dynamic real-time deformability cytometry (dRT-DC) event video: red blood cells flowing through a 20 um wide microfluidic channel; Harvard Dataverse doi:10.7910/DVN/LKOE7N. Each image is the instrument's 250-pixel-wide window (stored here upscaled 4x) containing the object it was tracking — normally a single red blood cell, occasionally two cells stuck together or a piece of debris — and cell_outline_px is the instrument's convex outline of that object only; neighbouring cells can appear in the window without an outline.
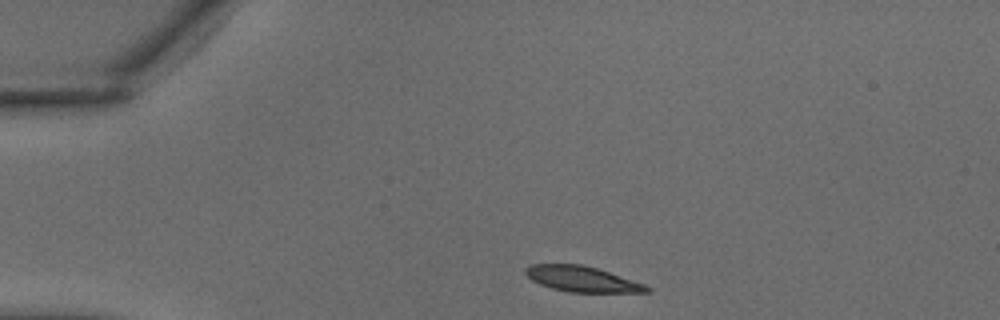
{"species": "common noctule bat (a hibernating species)", "species_latin": "Nyctalus noctula", "temperature_condition": "warm", "stored_images_in_passage": 30, "camera_frame_rate_fps": 3000, "um_per_image_px": 0.085, "animal": {"sex": "male", "body_mass_g": 18.8}, "frame": {"image": 1, "passage_image": 1, "time_ms": 0.0, "image_size_px": [1000, 320], "cell_outline_px": [[652, 292], [568, 292], [552, 288], [540, 284], [532, 280], [524, 272], [524, 268], [528, 264], [584, 264], [644, 284], [652, 288]], "centroid_in_image_um": [49.44, 23.71], "position_along_channel_um": 35.6, "area_um2": 17.98}}
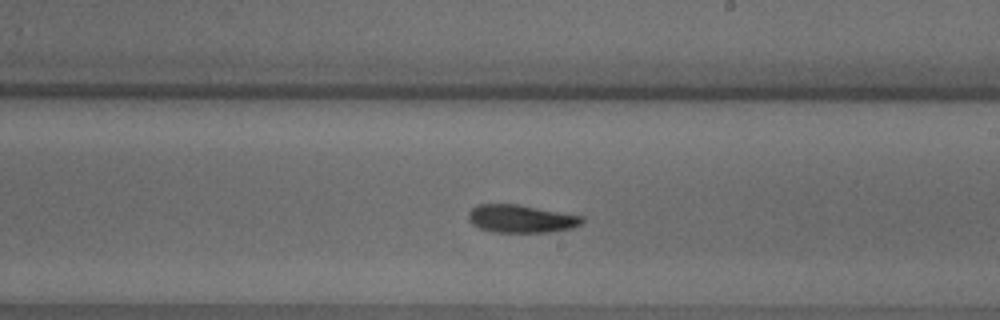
{"frame": {"image": 2, "passage_image": 15, "time_ms": 4.667, "image_size_px": [1000, 320], "cell_outline_px": [[584, 220], [580, 224], [572, 228], [548, 232], [492, 232], [480, 228], [472, 224], [468, 220], [468, 212], [476, 204], [516, 204], [584, 216]], "centroid_in_image_um": [44.26, 18.59], "position_along_channel_um": 244.7, "area_um2": 18.5}}
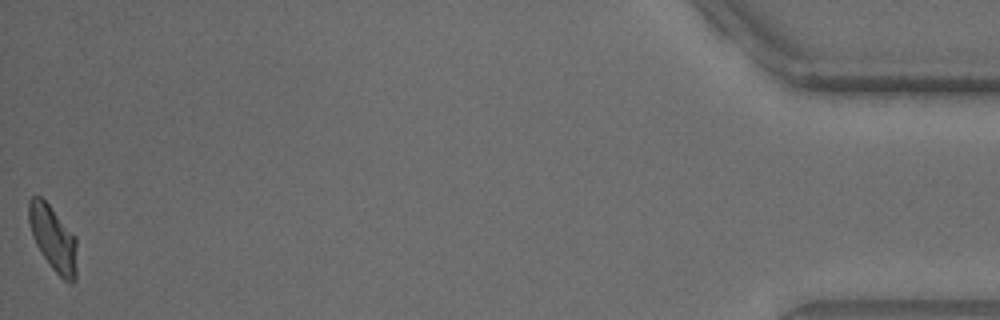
{"frame": {"image": 3, "passage_image": 30, "time_ms": 9.667, "image_size_px": [1000, 320], "cell_outline_px": [[76, 280], [64, 280], [52, 268], [36, 244], [32, 236], [28, 220], [28, 200], [32, 196], [40, 196], [48, 204], [76, 236]], "centroid_in_image_um": [4.5, 20.23], "position_along_channel_um": 430.7, "area_um2": 18.03}}